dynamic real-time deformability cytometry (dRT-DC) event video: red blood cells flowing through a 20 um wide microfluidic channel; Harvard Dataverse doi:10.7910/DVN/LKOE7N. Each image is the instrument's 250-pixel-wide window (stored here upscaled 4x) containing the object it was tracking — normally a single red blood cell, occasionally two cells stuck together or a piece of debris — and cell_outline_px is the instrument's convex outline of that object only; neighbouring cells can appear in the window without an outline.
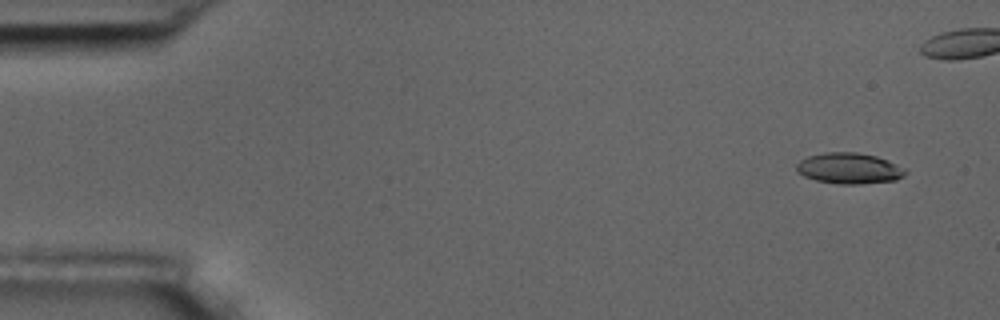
{"species": "common noctule bat (a hibernating species)", "species_latin": "Nyctalus noctula", "temperature_condition": "room temperature", "stored_images_in_passage": 5, "camera_frame_rate_fps": 3000, "um_per_image_px": 0.085, "animal": {"sex": "male", "body_mass_g": 17.5, "forearm_length_mm": 52.3}, "frame": {"image": 1, "passage_image": 1, "time_ms": 0.0, "image_size_px": [1000, 320], "cell_outline_px": [[908, 172], [904, 176], [896, 180], [860, 184], [836, 184], [816, 180], [804, 176], [796, 172], [796, 164], [800, 160], [808, 156], [824, 152], [856, 152], [876, 156], [888, 160], [904, 168]], "centroid_in_image_um": [72.17, 14.31], "position_along_channel_um": 12.8, "area_um2": 19.77}}
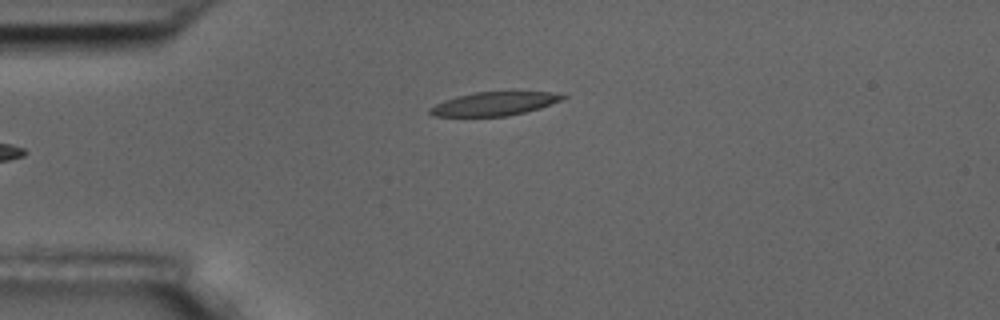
{"frame": {"image": 2, "passage_image": 5, "time_ms": 5.333, "image_size_px": [1000, 320], "cell_outline_px": [[568, 96], [560, 100], [540, 108], [508, 116], [436, 116], [428, 112], [428, 108], [444, 100], [456, 96], [476, 92], [552, 92]], "centroid_in_image_um": [41.98, 8.82], "position_along_channel_um": 43.0, "area_um2": 18.03}}